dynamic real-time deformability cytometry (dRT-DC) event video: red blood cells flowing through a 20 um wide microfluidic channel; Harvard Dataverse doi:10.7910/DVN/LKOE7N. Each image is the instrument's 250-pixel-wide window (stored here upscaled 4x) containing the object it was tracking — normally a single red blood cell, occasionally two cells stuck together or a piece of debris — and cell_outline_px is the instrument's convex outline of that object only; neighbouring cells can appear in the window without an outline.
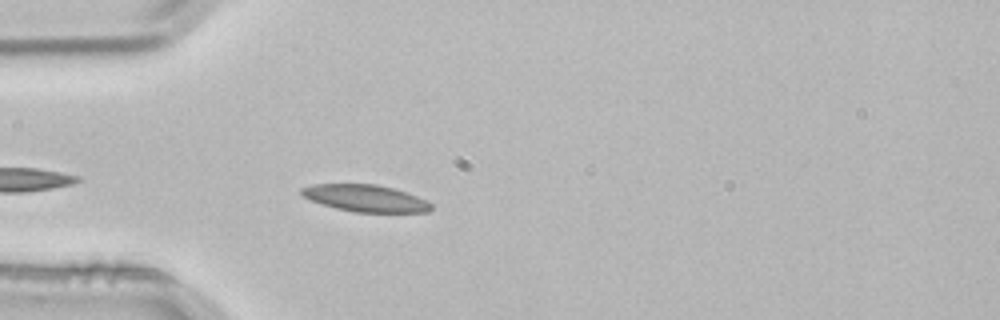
{"species": "common noctule bat (a hibernating species)", "species_latin": "Nyctalus noctula", "temperature_condition": "room temperature", "stored_images_in_passage": 3, "camera_frame_rate_fps": 3000, "um_per_image_px": 0.085, "animal": {"sex": "male", "body_mass_g": 21.5, "forearm_length_mm": 52.0}, "frame": {"image": 1, "passage_image": 3, "time_ms": 0.667, "image_size_px": [1000, 320], "cell_outline_px": [[432, 208], [428, 212], [356, 212], [336, 208], [320, 204], [304, 196], [300, 192], [300, 188], [316, 184], [376, 184], [392, 188], [416, 196], [432, 204]], "centroid_in_image_um": [31.05, 16.85], "position_along_channel_um": 54.0, "area_um2": 20.06}}